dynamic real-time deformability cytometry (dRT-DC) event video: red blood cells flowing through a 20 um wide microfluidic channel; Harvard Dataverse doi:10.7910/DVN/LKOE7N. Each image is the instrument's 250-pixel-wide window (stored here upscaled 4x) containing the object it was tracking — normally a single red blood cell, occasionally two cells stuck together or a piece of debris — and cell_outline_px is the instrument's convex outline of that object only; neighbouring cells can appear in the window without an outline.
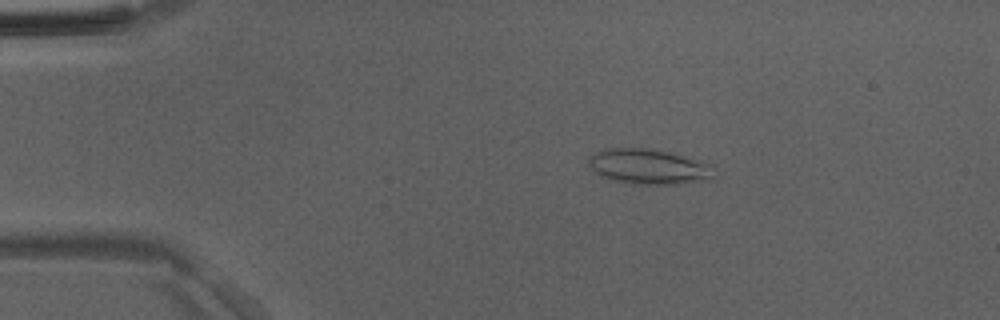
{"species": "Egyptian fruit bat (a non-hibernating species)", "species_latin": "Rousettus aegyptiacus", "temperature_condition": "room temperature", "stored_images_in_passage": 47, "camera_frame_rate_fps": 3000, "um_per_image_px": 0.085, "animal": {"sex": "male"}, "frame": {"image": 1, "passage_image": 7, "time_ms": 2.0, "image_size_px": [1000, 320], "cell_outline_px": [[716, 176], [712, 180], [684, 184], [636, 184], [612, 180], [596, 172], [588, 164], [588, 156], [604, 148], [652, 148], [700, 160], [716, 168]], "centroid_in_image_um": [55.21, 14.17], "position_along_channel_um": 29.8, "area_um2": 26.13}}
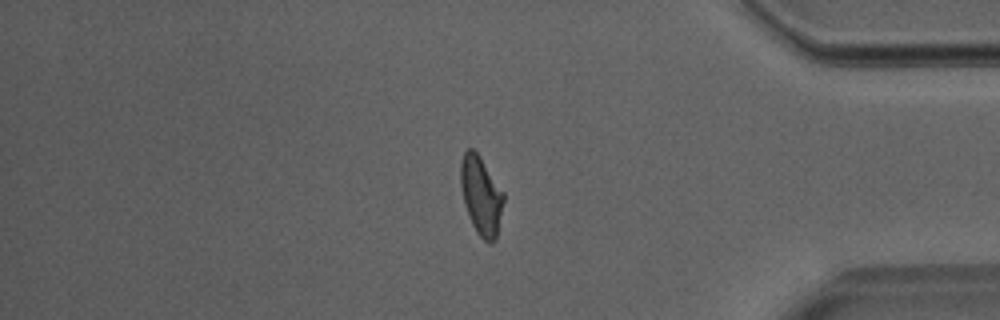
{"frame": {"image": 2, "passage_image": 39, "time_ms": 12.667, "image_size_px": [1000, 320], "cell_outline_px": [[504, 200], [496, 240], [492, 244], [488, 244], [476, 232], [472, 224], [464, 204], [460, 184], [460, 164], [464, 152], [468, 148], [472, 148], [480, 156], [504, 192]], "centroid_in_image_um": [40.89, 16.64], "position_along_channel_um": 394.3, "area_um2": 19.83}}
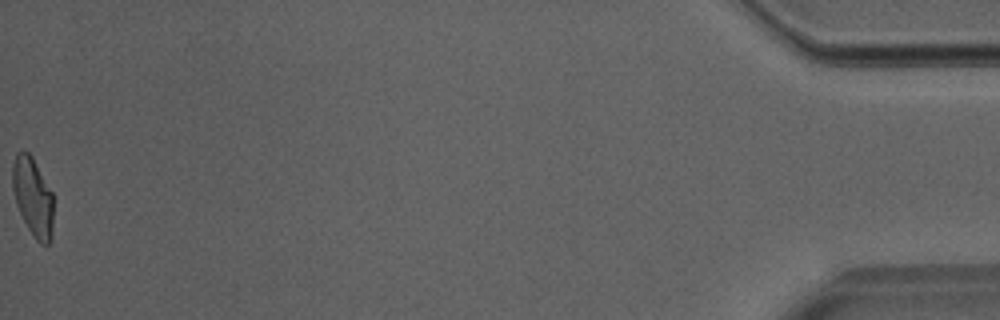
{"frame": {"image": 3, "passage_image": 47, "time_ms": 15.333, "image_size_px": [1000, 320], "cell_outline_px": [[52, 240], [48, 244], [40, 244], [36, 240], [28, 228], [16, 204], [12, 188], [12, 164], [16, 152], [28, 152], [32, 156], [52, 192]], "centroid_in_image_um": [2.78, 16.73], "position_along_channel_um": 432.4, "area_um2": 18.67}}